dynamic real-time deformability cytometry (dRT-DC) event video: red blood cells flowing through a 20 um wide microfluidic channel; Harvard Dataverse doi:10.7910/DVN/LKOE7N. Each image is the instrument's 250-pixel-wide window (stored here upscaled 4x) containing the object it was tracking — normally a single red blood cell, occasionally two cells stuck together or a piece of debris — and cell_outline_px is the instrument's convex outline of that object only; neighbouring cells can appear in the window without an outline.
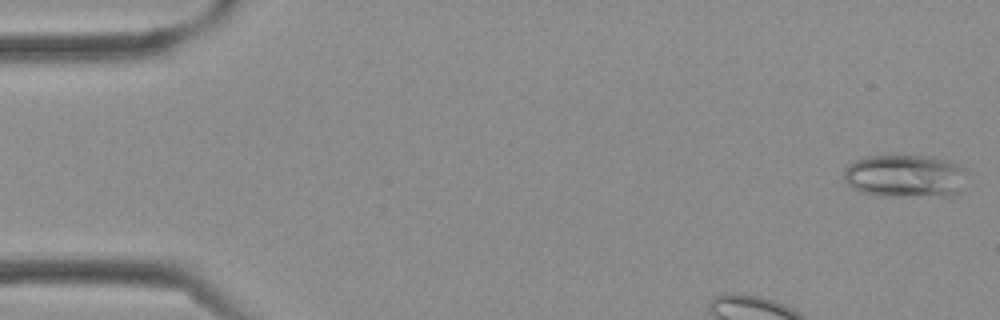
{"species": "Egyptian fruit bat (a non-hibernating species)", "species_latin": "Rousettus aegyptiacus", "temperature_condition": "cold", "stored_images_in_passage": 36, "segment_of_instrument_passage": [1, 2], "camera_frame_rate_fps": 3000, "um_per_image_px": 0.085, "frame": {"image": 1, "passage_image": 1, "time_ms": 0.0, "image_size_px": [1000, 320], "cell_outline_px": [[968, 172], [956, 192], [952, 196], [880, 196], [860, 192], [852, 188], [844, 180], [844, 168], [848, 164], [856, 160], [868, 156], [932, 156], [952, 160], [960, 164]], "centroid_in_image_um": [76.93, 14.95], "position_along_channel_um": 8.1, "area_um2": 31.1}}